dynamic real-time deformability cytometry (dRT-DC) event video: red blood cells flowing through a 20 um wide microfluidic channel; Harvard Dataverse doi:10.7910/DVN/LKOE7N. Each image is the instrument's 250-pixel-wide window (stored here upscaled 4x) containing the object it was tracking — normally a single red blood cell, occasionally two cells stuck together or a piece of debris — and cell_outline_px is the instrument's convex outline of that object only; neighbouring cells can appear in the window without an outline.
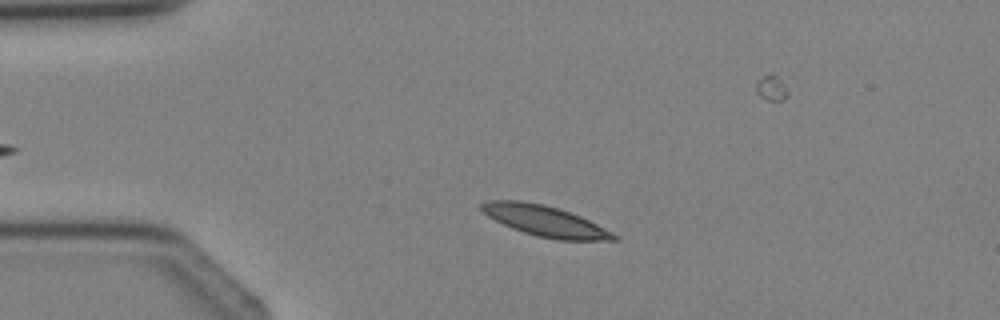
{"species": "Egyptian fruit bat (a non-hibernating species)", "species_latin": "Rousettus aegyptiacus", "temperature_condition": "cold", "stored_images_in_passage": 4, "camera_frame_rate_fps": 3000, "um_per_image_px": 0.085, "animal": {"sex": "female"}, "frame": {"image": 1, "passage_image": 2, "time_ms": 2.333, "image_size_px": [1000, 320], "cell_outline_px": [[620, 240], [560, 240], [536, 236], [512, 228], [488, 216], [480, 208], [480, 204], [488, 200], [520, 200], [544, 204], [560, 208], [580, 216], [620, 236]], "centroid_in_image_um": [46.34, 18.78], "position_along_channel_um": 38.7, "area_um2": 23.58}}